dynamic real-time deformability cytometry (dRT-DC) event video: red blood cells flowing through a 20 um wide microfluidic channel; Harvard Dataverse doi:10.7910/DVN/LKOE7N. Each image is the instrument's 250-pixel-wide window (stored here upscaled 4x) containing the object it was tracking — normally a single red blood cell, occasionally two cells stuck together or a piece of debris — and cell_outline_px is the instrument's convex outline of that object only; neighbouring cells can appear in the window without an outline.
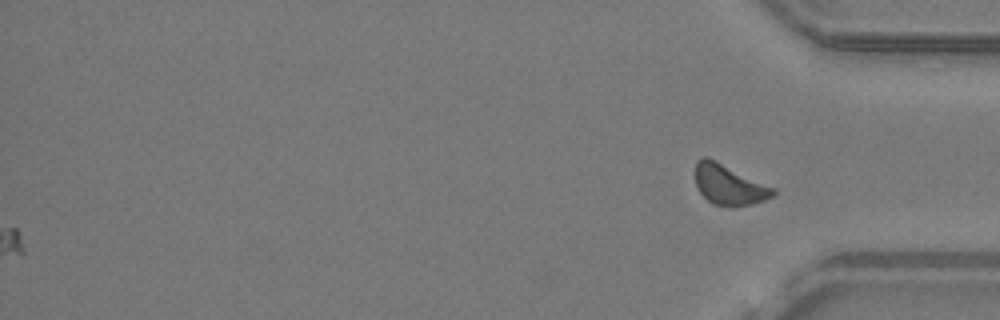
{"species": "common noctule bat (a hibernating species)", "species_latin": "Nyctalus noctula", "temperature_condition": "warm", "stored_images_in_passage": 41, "camera_frame_rate_fps": 3000, "um_per_image_px": 0.085, "animal": {"sex": "male", "body_mass_g": 19.2, "forearm_length_mm": 51.8}, "frame": {"image": 1, "passage_image": 41, "time_ms": 13.333, "image_size_px": [1000, 320], "cell_outline_px": [[776, 192], [772, 196], [764, 200], [752, 204], [736, 208], [728, 208], [712, 204], [700, 192], [696, 184], [696, 160], [704, 156], [708, 156], [776, 188]], "centroid_in_image_um": [61.98, 15.71], "position_along_channel_um": 373.2, "area_um2": 18.67}}